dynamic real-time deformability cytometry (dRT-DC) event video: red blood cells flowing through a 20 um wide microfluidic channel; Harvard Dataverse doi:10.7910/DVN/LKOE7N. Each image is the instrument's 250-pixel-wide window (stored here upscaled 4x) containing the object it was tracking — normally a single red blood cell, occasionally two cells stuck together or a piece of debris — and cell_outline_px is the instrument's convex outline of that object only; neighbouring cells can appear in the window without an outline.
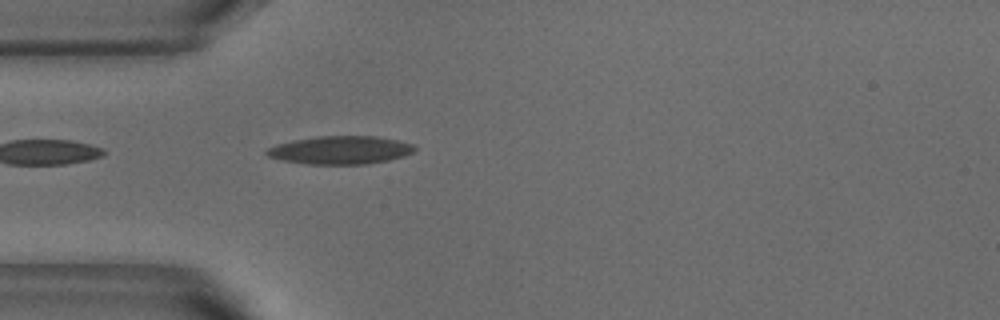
{"species": "common noctule bat (a hibernating species)", "species_latin": "Nyctalus noctula", "temperature_condition": "warm", "stored_images_in_passage": 38, "camera_frame_rate_fps": 3000, "um_per_image_px": 0.085, "animal": {"sex": "male", "body_mass_g": 18.8}, "frame": {"image": 1, "passage_image": 1, "time_ms": 0.0, "image_size_px": [1000, 320], "cell_outline_px": [[416, 148], [412, 152], [404, 156], [388, 160], [368, 164], [308, 164], [284, 160], [268, 156], [264, 152], [268, 148], [276, 144], [292, 140], [320, 136], [376, 136], [396, 140], [412, 144]], "centroid_in_image_um": [28.92, 12.75], "position_along_channel_um": 56.1, "area_um2": 24.1}}
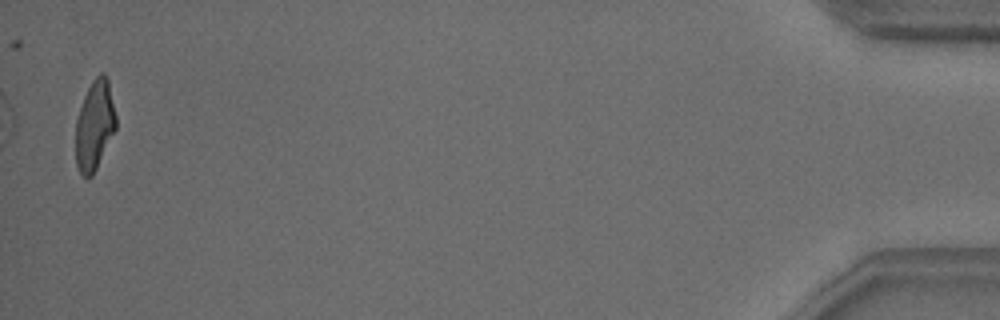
{"frame": {"image": 2, "passage_image": 38, "time_ms": 12.333, "image_size_px": [1000, 320], "cell_outline_px": [[116, 128], [92, 176], [84, 176], [80, 172], [76, 164], [76, 120], [84, 96], [92, 80], [100, 72], [104, 72], [108, 76], [116, 116]], "centroid_in_image_um": [8.05, 10.59], "position_along_channel_um": 427.1, "area_um2": 20.92}, "authors_computed_cell_mechanics": {"area_um2": 22.3686, "velocity_mm_per_s": 3.788, "shape_relaxation_time_tau1_ms": 4.7196, "shape_relaxation_time_tau2_ms": 1.315, "deformation_change_tau1": 0.1903, "deformation_change_tau2": 0.1031}}